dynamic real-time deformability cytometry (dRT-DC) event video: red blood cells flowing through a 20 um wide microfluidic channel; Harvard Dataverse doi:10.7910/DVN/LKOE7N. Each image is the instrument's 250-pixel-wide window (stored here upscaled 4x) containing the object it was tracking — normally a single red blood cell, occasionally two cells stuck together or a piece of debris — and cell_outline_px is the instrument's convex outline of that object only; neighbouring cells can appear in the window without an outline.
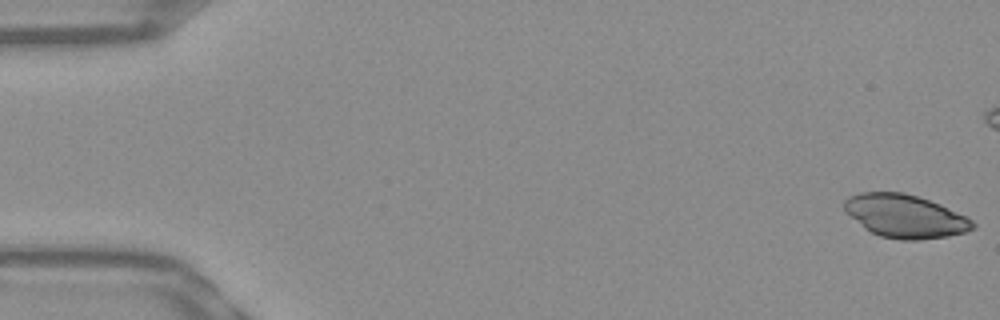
{"species": "Egyptian fruit bat (a non-hibernating species)", "species_latin": "Rousettus aegyptiacus", "temperature_condition": "warm", "stored_images_in_passage": 46, "camera_frame_rate_fps": 3000, "um_per_image_px": 0.085, "frame": {"image": 1, "passage_image": 1, "time_ms": 0.0, "image_size_px": [1000, 320], "cell_outline_px": [[976, 228], [964, 232], [948, 236], [916, 240], [900, 240], [880, 236], [864, 228], [844, 212], [844, 200], [848, 196], [860, 192], [904, 192], [940, 204], [972, 220], [976, 224]], "centroid_in_image_um": [76.89, 18.37], "position_along_channel_um": 8.1, "area_um2": 32.25}}